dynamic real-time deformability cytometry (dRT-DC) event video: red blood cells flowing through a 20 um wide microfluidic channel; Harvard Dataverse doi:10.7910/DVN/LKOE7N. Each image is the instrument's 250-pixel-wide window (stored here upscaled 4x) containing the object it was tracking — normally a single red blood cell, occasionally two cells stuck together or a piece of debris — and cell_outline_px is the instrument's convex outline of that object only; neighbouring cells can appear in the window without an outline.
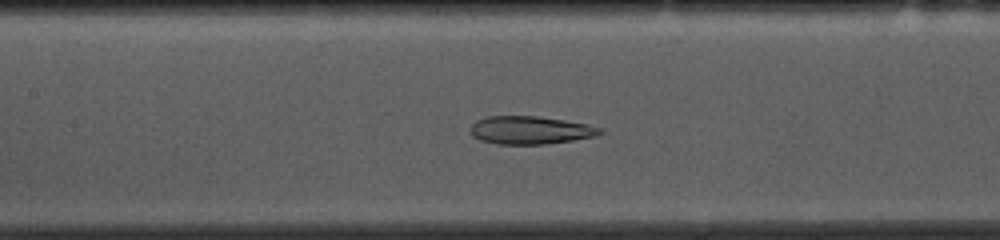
{"species": "common noctule bat (a hibernating species)", "species_latin": "Nyctalus noctula", "temperature_condition": "cold", "stored_images_in_passage": 53, "camera_frame_rate_fps": 3000, "um_per_image_px": 0.085, "animal": {"sex": "female", "body_mass_g": 10.0, "forearm_length_mm": 53.1}, "frame": {"image": 1, "passage_image": 23, "time_ms": 7.333, "image_size_px": [1000, 240], "cell_outline_px": [[604, 132], [596, 136], [572, 140], [544, 144], [496, 144], [480, 140], [472, 136], [472, 124], [476, 120], [488, 116], [536, 116], [564, 120], [588, 124], [604, 128]], "centroid_in_image_um": [45.11, 11.06], "position_along_channel_um": 162.3, "area_um2": 21.15}}
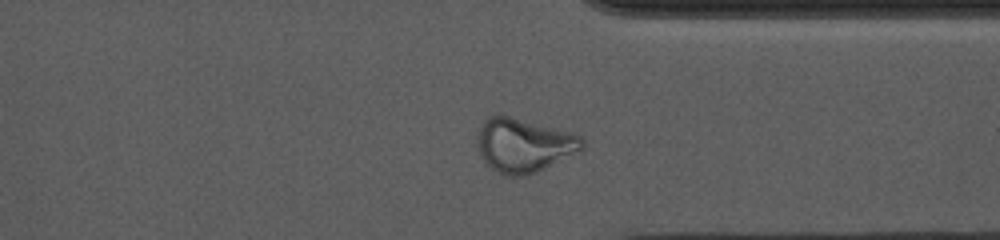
{"frame": {"image": 2, "passage_image": 40, "time_ms": 13.0, "image_size_px": [1000, 240], "cell_outline_px": [[584, 148], [580, 152], [528, 176], [512, 176], [500, 172], [492, 168], [484, 160], [480, 152], [480, 124], [488, 116], [508, 116], [572, 132], [580, 136], [584, 140]], "centroid_in_image_um": [44.61, 12.35], "position_along_channel_um": 366.8, "area_um2": 32.43}}
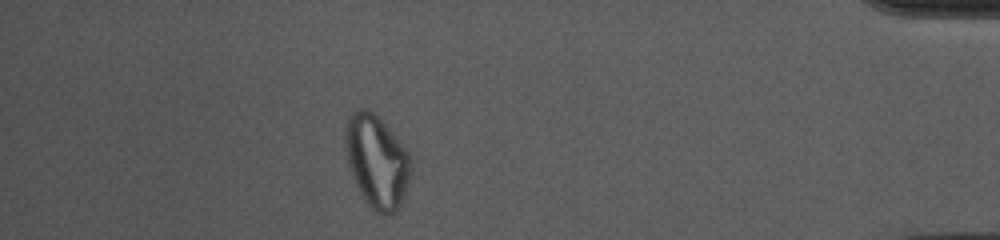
{"frame": {"image": 3, "passage_image": 47, "time_ms": 15.333, "image_size_px": [1000, 240], "cell_outline_px": [[412, 168], [408, 184], [400, 208], [396, 212], [376, 212], [368, 204], [356, 188], [348, 164], [344, 148], [344, 124], [352, 112], [356, 108], [368, 108], [388, 128], [408, 152], [412, 164]], "centroid_in_image_um": [31.99, 13.7], "position_along_channel_um": 403.2, "area_um2": 35.6}, "authors_computed_cell_mechanics": {"area_um2": 26.9348, "velocity_mm_per_s": 3.6552, "shape_relaxation_time_tau1_ms": null, "shape_relaxation_time_tau2_ms": 2.2955, "deformation_change_tau1": null, "deformation_change_tau2": 0.0939}}